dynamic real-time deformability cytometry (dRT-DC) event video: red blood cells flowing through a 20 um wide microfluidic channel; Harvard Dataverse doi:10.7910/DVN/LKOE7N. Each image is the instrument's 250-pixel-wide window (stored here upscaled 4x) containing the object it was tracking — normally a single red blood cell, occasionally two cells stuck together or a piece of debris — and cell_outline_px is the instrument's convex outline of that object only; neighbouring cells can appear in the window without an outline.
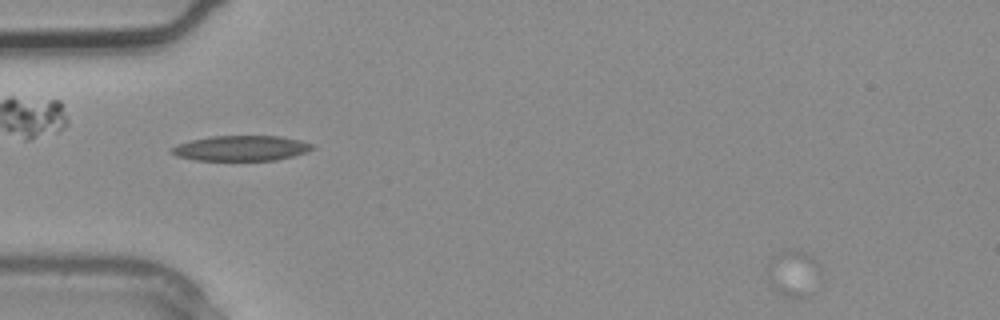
{"species": "common noctule bat (a hibernating species)", "species_latin": "Nyctalus noctula", "temperature_condition": "warm", "stored_images_in_passage": 1, "camera_frame_rate_fps": 3000, "um_per_image_px": 0.085, "animal": {"sex": "male", "body_mass_g": 20.4}, "frame": {"image": 1, "passage_image": 1, "time_ms": 0.0, "image_size_px": [1000, 320], "cell_outline_px": [[816, 264], [812, 292], [808, 296], [784, 296], [772, 288], [764, 280], [764, 272], [768, 260], [780, 252], [792, 248], [796, 248], [812, 256]], "centroid_in_image_um": [67.24, 23.2], "position_along_channel_um": 17.8, "area_um2": 14.22}}